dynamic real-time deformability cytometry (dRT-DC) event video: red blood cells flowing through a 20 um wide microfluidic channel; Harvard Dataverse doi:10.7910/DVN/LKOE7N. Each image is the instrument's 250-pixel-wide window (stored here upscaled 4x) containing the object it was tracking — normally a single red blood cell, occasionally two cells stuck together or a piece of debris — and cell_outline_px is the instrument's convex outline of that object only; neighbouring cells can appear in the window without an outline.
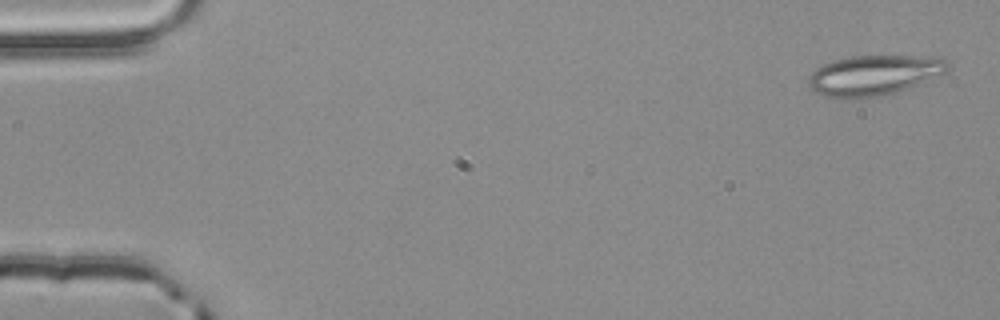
{"species": "common noctule bat (a hibernating species)", "species_latin": "Nyctalus noctula", "temperature_condition": "room temperature", "stored_images_in_passage": 54, "camera_frame_rate_fps": 3000, "um_per_image_px": 0.085, "animal": {"sex": "male", "body_mass_g": 20.4}, "frame": {"image": 1, "passage_image": 2, "time_ms": 0.333, "image_size_px": [1000, 320], "cell_outline_px": [[948, 72], [920, 84], [892, 92], [876, 96], [856, 100], [840, 100], [824, 96], [812, 92], [808, 84], [808, 76], [816, 68], [832, 60], [848, 56], [936, 56], [944, 60], [948, 64]], "centroid_in_image_um": [74.22, 6.41], "position_along_channel_um": 10.8, "area_um2": 33.18}}
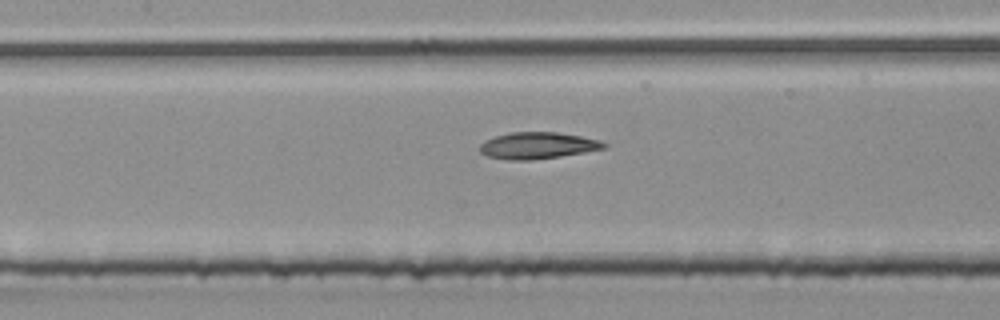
{"frame": {"image": 2, "passage_image": 25, "time_ms": 8.0, "image_size_px": [1000, 320], "cell_outline_px": [[608, 144], [604, 148], [584, 152], [560, 156], [532, 160], [508, 160], [488, 156], [480, 152], [480, 144], [484, 140], [496, 136], [512, 132], [556, 132], [580, 136], [600, 140]], "centroid_in_image_um": [45.68, 12.37], "position_along_channel_um": 161.7, "area_um2": 19.13}}
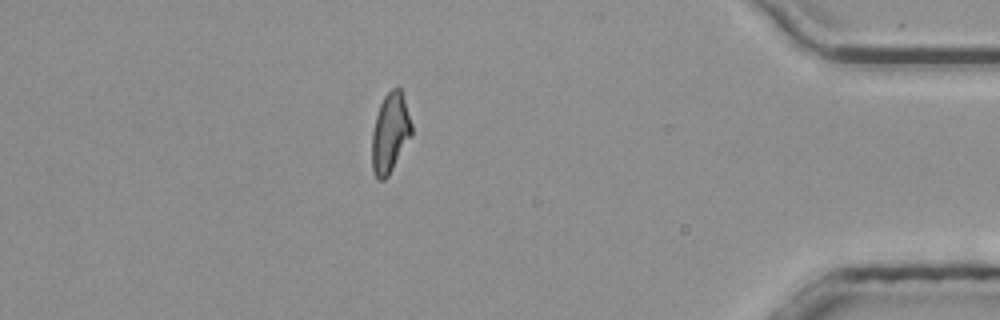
{"frame": {"image": 3, "passage_image": 47, "time_ms": 15.333, "image_size_px": [1000, 320], "cell_outline_px": [[412, 136], [388, 176], [384, 180], [376, 180], [372, 172], [372, 132], [376, 116], [380, 104], [384, 96], [392, 88], [400, 88], [412, 124]], "centroid_in_image_um": [33.15, 11.35], "position_along_channel_um": 402.1, "area_um2": 18.44}, "authors_computed_cell_mechanics": {"area_um2": 18.8717, "velocity_mm_per_s": 3.8816, "shape_relaxation_time_tau1_ms": null, "shape_relaxation_time_tau2_ms": 4.0324, "deformation_change_tau1": null, "deformation_change_tau2": 0.12}}